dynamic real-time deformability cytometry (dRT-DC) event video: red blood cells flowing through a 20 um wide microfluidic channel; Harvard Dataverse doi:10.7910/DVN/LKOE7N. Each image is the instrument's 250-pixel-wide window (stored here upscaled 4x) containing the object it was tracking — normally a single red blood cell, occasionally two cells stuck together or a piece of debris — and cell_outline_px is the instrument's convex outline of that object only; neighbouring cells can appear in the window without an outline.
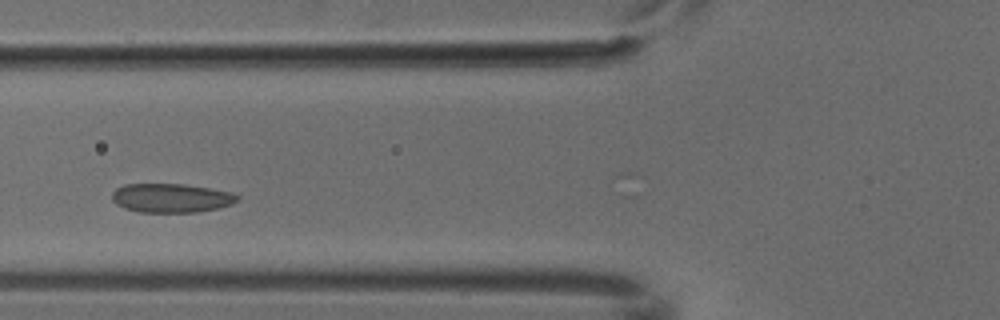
{"species": "common noctule bat (a hibernating species)", "species_latin": "Nyctalus noctula", "temperature_condition": "cold", "stored_images_in_passage": 6, "camera_frame_rate_fps": 3000, "um_per_image_px": 0.085, "animal": {"sex": "male", "body_mass_g": 18.8}, "frame": {"image": 1, "passage_image": 6, "time_ms": 1.667, "image_size_px": [1000, 320], "cell_outline_px": [[240, 200], [232, 204], [220, 208], [196, 212], [140, 212], [124, 208], [116, 204], [112, 200], [112, 192], [116, 188], [124, 184], [184, 184], [212, 188], [232, 192], [240, 196]], "centroid_in_image_um": [14.59, 16.82], "position_along_channel_um": 111.2, "area_um2": 21.44}}